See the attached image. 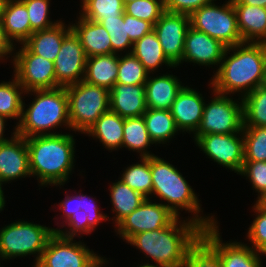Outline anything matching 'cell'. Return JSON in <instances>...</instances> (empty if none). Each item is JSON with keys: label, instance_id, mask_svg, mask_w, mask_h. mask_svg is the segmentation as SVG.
Returning a JSON list of instances; mask_svg holds the SVG:
<instances>
[{"label": "cell", "instance_id": "6da1fadb", "mask_svg": "<svg viewBox=\"0 0 266 267\" xmlns=\"http://www.w3.org/2000/svg\"><path fill=\"white\" fill-rule=\"evenodd\" d=\"M266 62V43L243 42L226 48L217 71L210 82L215 92L237 94L243 98L262 86Z\"/></svg>", "mask_w": 266, "mask_h": 267}, {"label": "cell", "instance_id": "7a4b0ae2", "mask_svg": "<svg viewBox=\"0 0 266 267\" xmlns=\"http://www.w3.org/2000/svg\"><path fill=\"white\" fill-rule=\"evenodd\" d=\"M182 219L177 217L169 226L162 229L135 234L126 242L140 250L146 259L149 258L147 262H138L136 266L182 267L188 249L202 233V228L194 221L188 218L184 220L183 217Z\"/></svg>", "mask_w": 266, "mask_h": 267}, {"label": "cell", "instance_id": "3957f363", "mask_svg": "<svg viewBox=\"0 0 266 267\" xmlns=\"http://www.w3.org/2000/svg\"><path fill=\"white\" fill-rule=\"evenodd\" d=\"M70 132L26 138L30 173L40 187H63L74 172L76 139Z\"/></svg>", "mask_w": 266, "mask_h": 267}, {"label": "cell", "instance_id": "277c9868", "mask_svg": "<svg viewBox=\"0 0 266 267\" xmlns=\"http://www.w3.org/2000/svg\"><path fill=\"white\" fill-rule=\"evenodd\" d=\"M150 168L152 176L151 198L156 195V199L159 198L157 201L159 200L158 202L179 218L181 217L180 211L185 210V212L191 213L188 219L194 221L202 229L219 224L215 215L205 214L203 216L199 195L195 193V189L189 185L177 167L155 155L150 156Z\"/></svg>", "mask_w": 266, "mask_h": 267}, {"label": "cell", "instance_id": "5b68a950", "mask_svg": "<svg viewBox=\"0 0 266 267\" xmlns=\"http://www.w3.org/2000/svg\"><path fill=\"white\" fill-rule=\"evenodd\" d=\"M34 96L26 106L23 99L22 115L16 127V134L24 138L54 135L58 128H67L71 132L68 108V96L65 87L38 89L25 92L24 96ZM27 107V108H26ZM56 131V132H55Z\"/></svg>", "mask_w": 266, "mask_h": 267}, {"label": "cell", "instance_id": "8992f818", "mask_svg": "<svg viewBox=\"0 0 266 267\" xmlns=\"http://www.w3.org/2000/svg\"><path fill=\"white\" fill-rule=\"evenodd\" d=\"M56 228L19 219L0 228V264L33 255L34 267L40 260Z\"/></svg>", "mask_w": 266, "mask_h": 267}, {"label": "cell", "instance_id": "52a82bcc", "mask_svg": "<svg viewBox=\"0 0 266 267\" xmlns=\"http://www.w3.org/2000/svg\"><path fill=\"white\" fill-rule=\"evenodd\" d=\"M75 194H68L65 192V198L60 203L55 204L54 207L58 206L61 214L57 219L62 222H56V232L66 238H82L81 235H89L100 226L102 221L106 222L107 214L101 212L102 208L98 205L97 198L82 194V190L72 191ZM96 200V201H95ZM101 208V209H100ZM60 223V224H59ZM62 224V225H61ZM64 229H61V228ZM67 227V228H66Z\"/></svg>", "mask_w": 266, "mask_h": 267}, {"label": "cell", "instance_id": "ba28073f", "mask_svg": "<svg viewBox=\"0 0 266 267\" xmlns=\"http://www.w3.org/2000/svg\"><path fill=\"white\" fill-rule=\"evenodd\" d=\"M65 88L71 131L85 134L103 113L110 110L109 90L83 80Z\"/></svg>", "mask_w": 266, "mask_h": 267}, {"label": "cell", "instance_id": "9c48e42d", "mask_svg": "<svg viewBox=\"0 0 266 267\" xmlns=\"http://www.w3.org/2000/svg\"><path fill=\"white\" fill-rule=\"evenodd\" d=\"M208 86L212 90L213 98L210 97L211 100L206 101L200 126L191 138L195 141L198 137L206 134L242 132L244 127L242 98L238 97L235 100L231 95L215 92L211 82Z\"/></svg>", "mask_w": 266, "mask_h": 267}, {"label": "cell", "instance_id": "30bf717a", "mask_svg": "<svg viewBox=\"0 0 266 267\" xmlns=\"http://www.w3.org/2000/svg\"><path fill=\"white\" fill-rule=\"evenodd\" d=\"M216 1L195 10L190 15V26L215 38L227 48L243 43L232 0L224 1L221 6Z\"/></svg>", "mask_w": 266, "mask_h": 267}, {"label": "cell", "instance_id": "8fae6325", "mask_svg": "<svg viewBox=\"0 0 266 267\" xmlns=\"http://www.w3.org/2000/svg\"><path fill=\"white\" fill-rule=\"evenodd\" d=\"M11 65L13 75L25 92L60 87L56 82L54 62L33 54L24 44L15 46Z\"/></svg>", "mask_w": 266, "mask_h": 267}, {"label": "cell", "instance_id": "7c38bea8", "mask_svg": "<svg viewBox=\"0 0 266 267\" xmlns=\"http://www.w3.org/2000/svg\"><path fill=\"white\" fill-rule=\"evenodd\" d=\"M84 243L55 232L34 267H88L100 254Z\"/></svg>", "mask_w": 266, "mask_h": 267}, {"label": "cell", "instance_id": "4fadbf2b", "mask_svg": "<svg viewBox=\"0 0 266 267\" xmlns=\"http://www.w3.org/2000/svg\"><path fill=\"white\" fill-rule=\"evenodd\" d=\"M176 218L177 216L162 203L146 198L138 208L123 218L114 230L116 235L127 242L135 234L165 228Z\"/></svg>", "mask_w": 266, "mask_h": 267}, {"label": "cell", "instance_id": "5bb4252c", "mask_svg": "<svg viewBox=\"0 0 266 267\" xmlns=\"http://www.w3.org/2000/svg\"><path fill=\"white\" fill-rule=\"evenodd\" d=\"M194 143L206 158L218 165L239 174L244 163L243 133L206 134L198 137Z\"/></svg>", "mask_w": 266, "mask_h": 267}, {"label": "cell", "instance_id": "9a60e30c", "mask_svg": "<svg viewBox=\"0 0 266 267\" xmlns=\"http://www.w3.org/2000/svg\"><path fill=\"white\" fill-rule=\"evenodd\" d=\"M219 226L202 229L200 237L219 255L222 267H263L261 252L236 239L223 242Z\"/></svg>", "mask_w": 266, "mask_h": 267}, {"label": "cell", "instance_id": "2e32d148", "mask_svg": "<svg viewBox=\"0 0 266 267\" xmlns=\"http://www.w3.org/2000/svg\"><path fill=\"white\" fill-rule=\"evenodd\" d=\"M190 27V16L165 11L154 24L164 54L175 66L182 61L185 36Z\"/></svg>", "mask_w": 266, "mask_h": 267}, {"label": "cell", "instance_id": "e0dca14e", "mask_svg": "<svg viewBox=\"0 0 266 267\" xmlns=\"http://www.w3.org/2000/svg\"><path fill=\"white\" fill-rule=\"evenodd\" d=\"M87 56L80 39L71 31L64 39L54 60L56 82L67 87L84 79Z\"/></svg>", "mask_w": 266, "mask_h": 267}, {"label": "cell", "instance_id": "ac0fdd59", "mask_svg": "<svg viewBox=\"0 0 266 267\" xmlns=\"http://www.w3.org/2000/svg\"><path fill=\"white\" fill-rule=\"evenodd\" d=\"M226 48L220 41L190 26L185 36L183 58L177 66L187 62L217 71Z\"/></svg>", "mask_w": 266, "mask_h": 267}, {"label": "cell", "instance_id": "d6986e66", "mask_svg": "<svg viewBox=\"0 0 266 267\" xmlns=\"http://www.w3.org/2000/svg\"><path fill=\"white\" fill-rule=\"evenodd\" d=\"M27 177L32 176L26 138L15 134L10 140L0 143V181L5 185Z\"/></svg>", "mask_w": 266, "mask_h": 267}, {"label": "cell", "instance_id": "ffe728a7", "mask_svg": "<svg viewBox=\"0 0 266 267\" xmlns=\"http://www.w3.org/2000/svg\"><path fill=\"white\" fill-rule=\"evenodd\" d=\"M205 100L202 93L189 85L178 93L170 112L182 134L187 132L193 135L196 132L203 116Z\"/></svg>", "mask_w": 266, "mask_h": 267}, {"label": "cell", "instance_id": "44dd1931", "mask_svg": "<svg viewBox=\"0 0 266 267\" xmlns=\"http://www.w3.org/2000/svg\"><path fill=\"white\" fill-rule=\"evenodd\" d=\"M159 74L148 75L145 83L146 105L150 109L170 110L185 84H182L180 78L170 72Z\"/></svg>", "mask_w": 266, "mask_h": 267}, {"label": "cell", "instance_id": "7402d4cb", "mask_svg": "<svg viewBox=\"0 0 266 267\" xmlns=\"http://www.w3.org/2000/svg\"><path fill=\"white\" fill-rule=\"evenodd\" d=\"M110 111L123 118L143 116L147 109L145 85L115 83L109 90Z\"/></svg>", "mask_w": 266, "mask_h": 267}, {"label": "cell", "instance_id": "603a6c76", "mask_svg": "<svg viewBox=\"0 0 266 267\" xmlns=\"http://www.w3.org/2000/svg\"><path fill=\"white\" fill-rule=\"evenodd\" d=\"M0 20L5 35L14 46L23 44L31 36L28 11L21 0H3Z\"/></svg>", "mask_w": 266, "mask_h": 267}, {"label": "cell", "instance_id": "cb8c5ba5", "mask_svg": "<svg viewBox=\"0 0 266 267\" xmlns=\"http://www.w3.org/2000/svg\"><path fill=\"white\" fill-rule=\"evenodd\" d=\"M71 29L80 39L87 57L112 54L110 35L100 23L78 15Z\"/></svg>", "mask_w": 266, "mask_h": 267}, {"label": "cell", "instance_id": "d4e9b609", "mask_svg": "<svg viewBox=\"0 0 266 267\" xmlns=\"http://www.w3.org/2000/svg\"><path fill=\"white\" fill-rule=\"evenodd\" d=\"M71 23L68 25L61 20L51 28L35 31L23 43L33 54L54 62L63 43V39L72 31Z\"/></svg>", "mask_w": 266, "mask_h": 267}, {"label": "cell", "instance_id": "484cf974", "mask_svg": "<svg viewBox=\"0 0 266 267\" xmlns=\"http://www.w3.org/2000/svg\"><path fill=\"white\" fill-rule=\"evenodd\" d=\"M243 42L266 43V9L232 0Z\"/></svg>", "mask_w": 266, "mask_h": 267}, {"label": "cell", "instance_id": "4316f807", "mask_svg": "<svg viewBox=\"0 0 266 267\" xmlns=\"http://www.w3.org/2000/svg\"><path fill=\"white\" fill-rule=\"evenodd\" d=\"M124 119L117 113L107 111L86 131L88 137L99 140L108 151L122 149Z\"/></svg>", "mask_w": 266, "mask_h": 267}, {"label": "cell", "instance_id": "83f0119b", "mask_svg": "<svg viewBox=\"0 0 266 267\" xmlns=\"http://www.w3.org/2000/svg\"><path fill=\"white\" fill-rule=\"evenodd\" d=\"M118 54L87 57L83 81L110 90L118 75Z\"/></svg>", "mask_w": 266, "mask_h": 267}, {"label": "cell", "instance_id": "f1b7e54d", "mask_svg": "<svg viewBox=\"0 0 266 267\" xmlns=\"http://www.w3.org/2000/svg\"><path fill=\"white\" fill-rule=\"evenodd\" d=\"M109 192L110 203L112 204V209L110 211L113 217L109 218L107 215V219L114 223L113 227L138 208L146 199L119 178L110 184Z\"/></svg>", "mask_w": 266, "mask_h": 267}, {"label": "cell", "instance_id": "f546056e", "mask_svg": "<svg viewBox=\"0 0 266 267\" xmlns=\"http://www.w3.org/2000/svg\"><path fill=\"white\" fill-rule=\"evenodd\" d=\"M131 53L144 65L149 74L158 73L163 65L167 68H176L164 54L154 30L135 41Z\"/></svg>", "mask_w": 266, "mask_h": 267}, {"label": "cell", "instance_id": "4dcf8cb0", "mask_svg": "<svg viewBox=\"0 0 266 267\" xmlns=\"http://www.w3.org/2000/svg\"><path fill=\"white\" fill-rule=\"evenodd\" d=\"M143 119L149 137L155 146L167 144L173 140L172 138H176L174 136L181 133L170 110L147 108L143 114Z\"/></svg>", "mask_w": 266, "mask_h": 267}, {"label": "cell", "instance_id": "1f68e13d", "mask_svg": "<svg viewBox=\"0 0 266 267\" xmlns=\"http://www.w3.org/2000/svg\"><path fill=\"white\" fill-rule=\"evenodd\" d=\"M153 144L143 116L124 119L122 148L125 147L128 151L139 154V157H150L155 154L147 149H150Z\"/></svg>", "mask_w": 266, "mask_h": 267}, {"label": "cell", "instance_id": "d6a6232c", "mask_svg": "<svg viewBox=\"0 0 266 267\" xmlns=\"http://www.w3.org/2000/svg\"><path fill=\"white\" fill-rule=\"evenodd\" d=\"M12 78L11 81L0 82V115L10 120L16 119L17 126L22 115L25 91L14 75Z\"/></svg>", "mask_w": 266, "mask_h": 267}, {"label": "cell", "instance_id": "836d02e7", "mask_svg": "<svg viewBox=\"0 0 266 267\" xmlns=\"http://www.w3.org/2000/svg\"><path fill=\"white\" fill-rule=\"evenodd\" d=\"M124 169L119 179L145 198L151 199L152 176L150 157H140L139 162H135V164L132 163Z\"/></svg>", "mask_w": 266, "mask_h": 267}, {"label": "cell", "instance_id": "e575fe53", "mask_svg": "<svg viewBox=\"0 0 266 267\" xmlns=\"http://www.w3.org/2000/svg\"><path fill=\"white\" fill-rule=\"evenodd\" d=\"M244 126L266 127V88L259 86L243 98Z\"/></svg>", "mask_w": 266, "mask_h": 267}, {"label": "cell", "instance_id": "d590c367", "mask_svg": "<svg viewBox=\"0 0 266 267\" xmlns=\"http://www.w3.org/2000/svg\"><path fill=\"white\" fill-rule=\"evenodd\" d=\"M123 0H86L80 5L81 17L99 22L101 19H111L124 14Z\"/></svg>", "mask_w": 266, "mask_h": 267}, {"label": "cell", "instance_id": "8d00e7d4", "mask_svg": "<svg viewBox=\"0 0 266 267\" xmlns=\"http://www.w3.org/2000/svg\"><path fill=\"white\" fill-rule=\"evenodd\" d=\"M98 23L110 35L113 54L120 55L132 52L133 42L129 39L127 22H124V14L111 19H101Z\"/></svg>", "mask_w": 266, "mask_h": 267}, {"label": "cell", "instance_id": "74e56055", "mask_svg": "<svg viewBox=\"0 0 266 267\" xmlns=\"http://www.w3.org/2000/svg\"><path fill=\"white\" fill-rule=\"evenodd\" d=\"M149 73L132 54H120L116 83L124 85H145Z\"/></svg>", "mask_w": 266, "mask_h": 267}, {"label": "cell", "instance_id": "f35d334b", "mask_svg": "<svg viewBox=\"0 0 266 267\" xmlns=\"http://www.w3.org/2000/svg\"><path fill=\"white\" fill-rule=\"evenodd\" d=\"M244 161H266V127L244 126Z\"/></svg>", "mask_w": 266, "mask_h": 267}, {"label": "cell", "instance_id": "ab89813d", "mask_svg": "<svg viewBox=\"0 0 266 267\" xmlns=\"http://www.w3.org/2000/svg\"><path fill=\"white\" fill-rule=\"evenodd\" d=\"M253 204L252 210L255 217L247 228L246 239L250 242L248 246L266 256V206L257 200Z\"/></svg>", "mask_w": 266, "mask_h": 267}, {"label": "cell", "instance_id": "60d3db41", "mask_svg": "<svg viewBox=\"0 0 266 267\" xmlns=\"http://www.w3.org/2000/svg\"><path fill=\"white\" fill-rule=\"evenodd\" d=\"M182 267H222L219 255L201 238L188 249Z\"/></svg>", "mask_w": 266, "mask_h": 267}, {"label": "cell", "instance_id": "b9f144b4", "mask_svg": "<svg viewBox=\"0 0 266 267\" xmlns=\"http://www.w3.org/2000/svg\"><path fill=\"white\" fill-rule=\"evenodd\" d=\"M28 11L31 26V34L35 31H41L53 27L60 20L50 18V1L51 0H21Z\"/></svg>", "mask_w": 266, "mask_h": 267}, {"label": "cell", "instance_id": "7bdbcfd3", "mask_svg": "<svg viewBox=\"0 0 266 267\" xmlns=\"http://www.w3.org/2000/svg\"><path fill=\"white\" fill-rule=\"evenodd\" d=\"M124 12L128 15L151 22L153 25L165 12L163 0H136L126 2Z\"/></svg>", "mask_w": 266, "mask_h": 267}, {"label": "cell", "instance_id": "ee69618b", "mask_svg": "<svg viewBox=\"0 0 266 267\" xmlns=\"http://www.w3.org/2000/svg\"><path fill=\"white\" fill-rule=\"evenodd\" d=\"M238 175L250 182L253 192H257V200L266 192V161H244Z\"/></svg>", "mask_w": 266, "mask_h": 267}, {"label": "cell", "instance_id": "f6af8a7d", "mask_svg": "<svg viewBox=\"0 0 266 267\" xmlns=\"http://www.w3.org/2000/svg\"><path fill=\"white\" fill-rule=\"evenodd\" d=\"M165 11L191 15L195 10L214 0H163Z\"/></svg>", "mask_w": 266, "mask_h": 267}, {"label": "cell", "instance_id": "bcb514c9", "mask_svg": "<svg viewBox=\"0 0 266 267\" xmlns=\"http://www.w3.org/2000/svg\"><path fill=\"white\" fill-rule=\"evenodd\" d=\"M124 22H127L129 39L134 43L154 30L151 22L138 19L124 12Z\"/></svg>", "mask_w": 266, "mask_h": 267}, {"label": "cell", "instance_id": "7dc6e473", "mask_svg": "<svg viewBox=\"0 0 266 267\" xmlns=\"http://www.w3.org/2000/svg\"><path fill=\"white\" fill-rule=\"evenodd\" d=\"M15 46L5 35L1 20H0V63L13 60ZM11 56V59H9ZM6 58V59H5Z\"/></svg>", "mask_w": 266, "mask_h": 267}, {"label": "cell", "instance_id": "c3c4849f", "mask_svg": "<svg viewBox=\"0 0 266 267\" xmlns=\"http://www.w3.org/2000/svg\"><path fill=\"white\" fill-rule=\"evenodd\" d=\"M9 119H7L6 117L0 115V143H3V142H6L8 140H10L15 134H16V127H14L13 129V133L11 132V137H5L6 134L4 135L5 133V130L6 129V122L8 121Z\"/></svg>", "mask_w": 266, "mask_h": 267}, {"label": "cell", "instance_id": "681fc988", "mask_svg": "<svg viewBox=\"0 0 266 267\" xmlns=\"http://www.w3.org/2000/svg\"><path fill=\"white\" fill-rule=\"evenodd\" d=\"M105 256H101L99 255L94 261H92L88 267H107V265L109 266L111 264L110 259L107 260V258H105Z\"/></svg>", "mask_w": 266, "mask_h": 267}, {"label": "cell", "instance_id": "f907efd6", "mask_svg": "<svg viewBox=\"0 0 266 267\" xmlns=\"http://www.w3.org/2000/svg\"><path fill=\"white\" fill-rule=\"evenodd\" d=\"M241 4L264 7L266 6V0H238Z\"/></svg>", "mask_w": 266, "mask_h": 267}, {"label": "cell", "instance_id": "816d5d0a", "mask_svg": "<svg viewBox=\"0 0 266 267\" xmlns=\"http://www.w3.org/2000/svg\"><path fill=\"white\" fill-rule=\"evenodd\" d=\"M4 185L1 184V181H0V213L2 211H4V208H5V204H6V198H5V194H4V188H3ZM3 188V189H2Z\"/></svg>", "mask_w": 266, "mask_h": 267}, {"label": "cell", "instance_id": "f5cc1de1", "mask_svg": "<svg viewBox=\"0 0 266 267\" xmlns=\"http://www.w3.org/2000/svg\"><path fill=\"white\" fill-rule=\"evenodd\" d=\"M257 201L266 206V192Z\"/></svg>", "mask_w": 266, "mask_h": 267}, {"label": "cell", "instance_id": "db71d44e", "mask_svg": "<svg viewBox=\"0 0 266 267\" xmlns=\"http://www.w3.org/2000/svg\"><path fill=\"white\" fill-rule=\"evenodd\" d=\"M262 86L266 88V62H265L264 80Z\"/></svg>", "mask_w": 266, "mask_h": 267}, {"label": "cell", "instance_id": "11a10c76", "mask_svg": "<svg viewBox=\"0 0 266 267\" xmlns=\"http://www.w3.org/2000/svg\"><path fill=\"white\" fill-rule=\"evenodd\" d=\"M133 1H136V0H123L124 4H125L126 2H133Z\"/></svg>", "mask_w": 266, "mask_h": 267}, {"label": "cell", "instance_id": "9f6ffc18", "mask_svg": "<svg viewBox=\"0 0 266 267\" xmlns=\"http://www.w3.org/2000/svg\"><path fill=\"white\" fill-rule=\"evenodd\" d=\"M86 0H80V4L82 5Z\"/></svg>", "mask_w": 266, "mask_h": 267}, {"label": "cell", "instance_id": "6f0895ef", "mask_svg": "<svg viewBox=\"0 0 266 267\" xmlns=\"http://www.w3.org/2000/svg\"><path fill=\"white\" fill-rule=\"evenodd\" d=\"M2 2H3V0H0V9H1Z\"/></svg>", "mask_w": 266, "mask_h": 267}]
</instances>
